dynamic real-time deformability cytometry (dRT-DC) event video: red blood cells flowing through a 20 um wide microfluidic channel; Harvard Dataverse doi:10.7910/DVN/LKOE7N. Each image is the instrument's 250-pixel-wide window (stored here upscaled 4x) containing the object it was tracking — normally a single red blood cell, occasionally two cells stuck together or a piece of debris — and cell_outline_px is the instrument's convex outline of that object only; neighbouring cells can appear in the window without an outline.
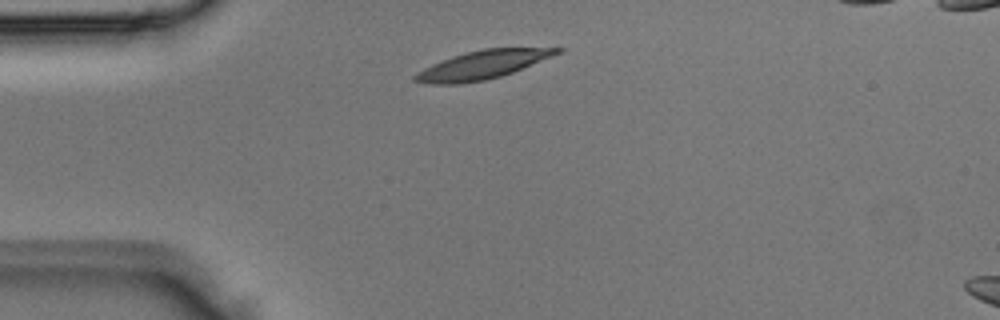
{"species": "Egyptian fruit bat (a non-hibernating species)", "species_latin": "Rousettus aegyptiacus", "temperature_condition": "room temperature", "stored_images_in_passage": 1, "camera_frame_rate_fps": 3000, "um_per_image_px": 0.085, "animal": {"sex": "male"}, "frame": {"image": 1, "passage_image": 1, "time_ms": 0.0, "image_size_px": [1000, 320], "cell_outline_px": [[564, 48], [560, 52], [552, 56], [512, 72], [500, 76], [484, 80], [456, 84], [428, 84], [412, 80], [412, 76], [424, 68], [432, 64], [468, 52], [484, 48]], "centroid_in_image_um": [40.97, 5.52], "position_along_channel_um": 44.0, "area_um2": 22.89}}